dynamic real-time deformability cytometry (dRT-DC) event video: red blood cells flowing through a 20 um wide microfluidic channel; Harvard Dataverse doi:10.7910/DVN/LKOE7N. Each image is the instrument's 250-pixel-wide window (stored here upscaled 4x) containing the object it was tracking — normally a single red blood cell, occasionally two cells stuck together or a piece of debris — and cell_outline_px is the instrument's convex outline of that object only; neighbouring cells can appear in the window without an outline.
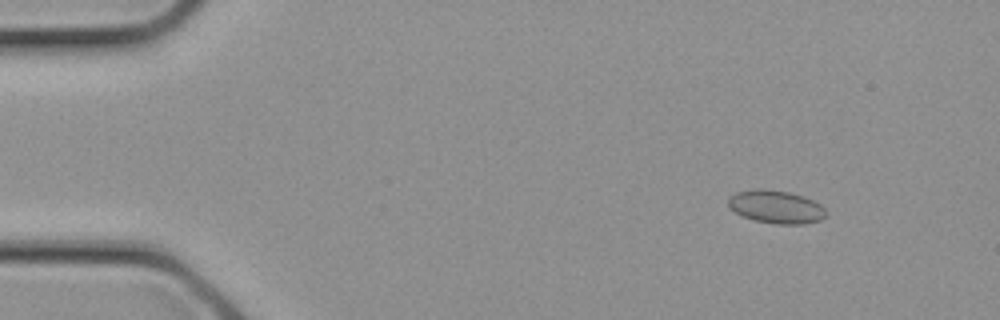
{"species": "common noctule bat (a hibernating species)", "species_latin": "Nyctalus noctula", "temperature_condition": "cold", "stored_images_in_passage": 9, "camera_frame_rate_fps": 3000, "um_per_image_px": 0.085, "animal": {"sex": "female", "body_mass_g": 21.9}, "frame": {"image": 1, "passage_image": 2, "time_ms": 0.333, "image_size_px": [1000, 320], "cell_outline_px": [[828, 212], [820, 220], [804, 224], [776, 224], [752, 220], [736, 212], [728, 204], [728, 196], [736, 192], [760, 188], [764, 188], [788, 192], [804, 196], [820, 204]], "centroid_in_image_um": [65.97, 17.58], "position_along_channel_um": 19.0, "area_um2": 18.84}}
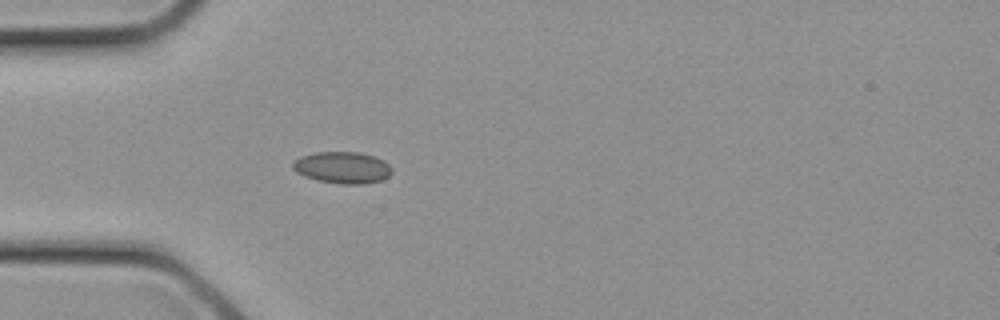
{"frame": {"image": 2, "passage_image": 7, "time_ms": 2.0, "image_size_px": [1000, 320], "cell_outline_px": [[392, 172], [384, 180], [364, 184], [340, 184], [316, 180], [304, 176], [296, 172], [292, 168], [292, 160], [300, 156], [316, 152], [360, 152], [372, 156], [388, 164], [392, 168]], "centroid_in_image_um": [29.07, 14.25], "position_along_channel_um": 55.9, "area_um2": 18.44}}
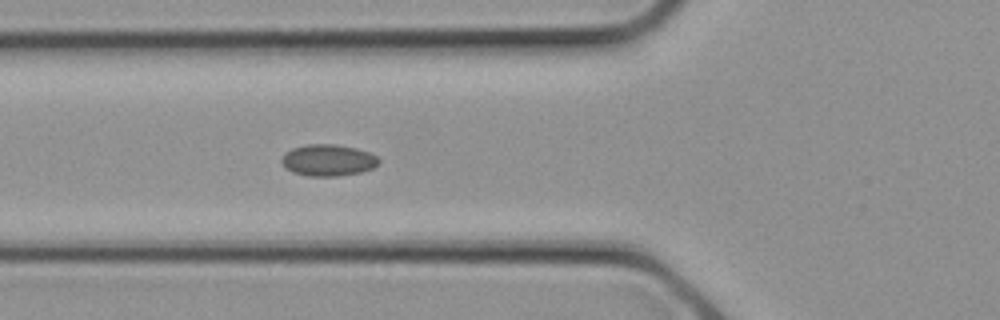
{"frame": {"image": 3, "passage_image": 9, "time_ms": 2.667, "image_size_px": [1000, 320], "cell_outline_px": [[380, 164], [372, 168], [360, 172], [336, 176], [308, 176], [292, 172], [280, 160], [284, 152], [292, 148], [308, 144], [336, 144], [356, 148], [368, 152], [376, 156], [380, 160]], "centroid_in_image_um": [27.89, 13.61], "position_along_channel_um": 97.9, "area_um2": 17.86}}